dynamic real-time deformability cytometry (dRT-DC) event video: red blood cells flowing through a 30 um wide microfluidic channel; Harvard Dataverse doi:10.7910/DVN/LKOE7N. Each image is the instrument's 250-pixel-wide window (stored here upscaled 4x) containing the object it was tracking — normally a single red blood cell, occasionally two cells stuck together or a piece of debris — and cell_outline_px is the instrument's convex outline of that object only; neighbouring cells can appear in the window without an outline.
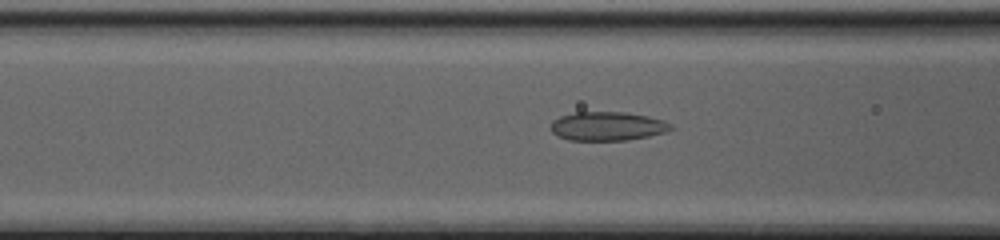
{"species": "common noctule bat (a hibernating species)", "species_latin": "Nyctalus noctula", "temperature_condition": "cold", "stored_images_in_passage": 46, "camera_frame_rate_fps": 3000, "um_per_image_px": 0.085, "animal": {"sex": "female", "body_mass_g": 20.0, "forearm_length_mm": 54.0}, "frame": {"image": 1, "passage_image": 22, "time_ms": 7.0, "image_size_px": [1000, 240], "cell_outline_px": [[676, 128], [664, 132], [648, 136], [628, 140], [568, 140], [552, 132], [548, 128], [552, 120], [560, 116], [576, 112], [628, 112], [648, 116], [664, 120], [672, 124]], "centroid_in_image_um": [51.64, 10.72], "position_along_channel_um": 115.0, "area_um2": 20.4}}
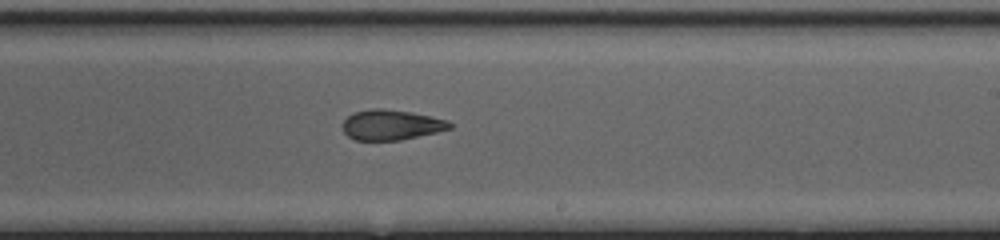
{"frame": {"image": 2, "passage_image": 32, "time_ms": 10.333, "image_size_px": [1000, 240], "cell_outline_px": [[452, 128], [436, 132], [400, 140], [356, 140], [348, 136], [344, 132], [344, 120], [352, 112], [372, 108], [380, 108], [412, 112], [432, 116], [448, 120], [452, 124]], "centroid_in_image_um": [33.27, 10.6], "position_along_channel_um": 255.7, "area_um2": 18.84}}
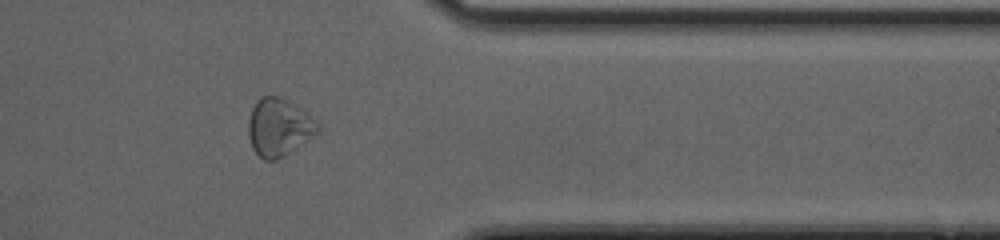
{"frame": {"image": 3, "passage_image": 42, "time_ms": 13.667, "image_size_px": [1000, 240], "cell_outline_px": [[320, 132], [284, 156], [276, 160], [264, 160], [252, 148], [248, 136], [248, 120], [252, 108], [256, 100], [260, 96], [280, 96], [296, 104], [308, 112], [320, 128]], "centroid_in_image_um": [23.7, 10.8], "position_along_channel_um": 387.7, "area_um2": 23.58}}